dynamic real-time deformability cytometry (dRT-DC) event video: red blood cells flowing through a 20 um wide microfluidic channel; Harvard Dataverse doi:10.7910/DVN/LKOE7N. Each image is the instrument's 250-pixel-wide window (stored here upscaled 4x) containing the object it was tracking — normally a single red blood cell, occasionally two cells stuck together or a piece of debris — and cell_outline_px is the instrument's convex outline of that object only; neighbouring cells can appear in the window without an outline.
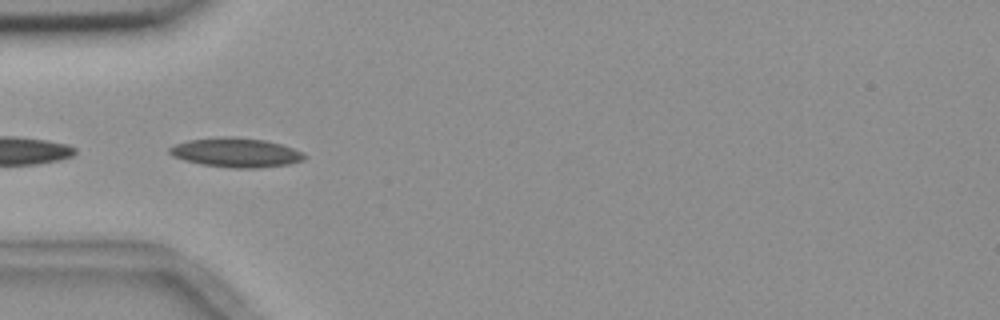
{"species": "common noctule bat (a hibernating species)", "species_latin": "Nyctalus noctula", "temperature_condition": "room temperature", "stored_images_in_passage": 5, "camera_frame_rate_fps": 3000, "um_per_image_px": 0.085, "animal": {"sex": "female", "body_mass_g": 18.4}, "frame": {"image": 1, "passage_image": 3, "time_ms": 2.333, "image_size_px": [1000, 320], "cell_outline_px": [[308, 156], [304, 160], [288, 164], [260, 168], [232, 168], [200, 164], [184, 160], [172, 156], [168, 152], [168, 148], [176, 144], [188, 140], [224, 136], [232, 136], [264, 140], [280, 144], [304, 152]], "centroid_in_image_um": [20.06, 12.97], "position_along_channel_um": 64.9, "area_um2": 23.18}}